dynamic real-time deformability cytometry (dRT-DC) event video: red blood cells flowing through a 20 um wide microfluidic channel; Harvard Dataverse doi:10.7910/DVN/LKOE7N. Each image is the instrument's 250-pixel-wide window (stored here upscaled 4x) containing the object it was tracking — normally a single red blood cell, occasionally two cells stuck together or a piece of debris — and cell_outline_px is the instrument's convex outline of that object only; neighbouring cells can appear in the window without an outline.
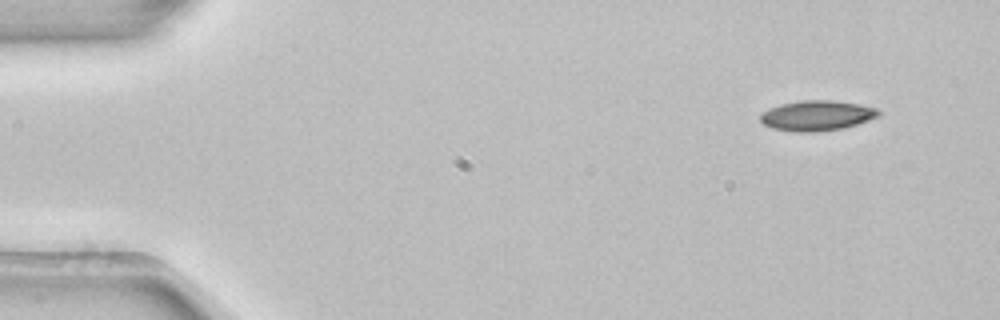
{"species": "common noctule bat (a hibernating species)", "species_latin": "Nyctalus noctula", "temperature_condition": "room temperature", "stored_images_in_passage": 3, "camera_frame_rate_fps": 3000, "um_per_image_px": 0.085, "animal": {"sex": "female", "body_mass_g": 22.7, "forearm_length_mm": 54.2}, "frame": {"image": 1, "passage_image": 1, "time_ms": 0.0, "image_size_px": [1000, 320], "cell_outline_px": [[880, 116], [844, 128], [816, 132], [796, 132], [772, 128], [764, 124], [760, 120], [760, 116], [768, 108], [780, 104], [800, 100], [832, 100], [856, 104], [876, 108], [880, 112]], "centroid_in_image_um": [69.41, 9.82], "position_along_channel_um": 15.6, "area_um2": 20.75}}